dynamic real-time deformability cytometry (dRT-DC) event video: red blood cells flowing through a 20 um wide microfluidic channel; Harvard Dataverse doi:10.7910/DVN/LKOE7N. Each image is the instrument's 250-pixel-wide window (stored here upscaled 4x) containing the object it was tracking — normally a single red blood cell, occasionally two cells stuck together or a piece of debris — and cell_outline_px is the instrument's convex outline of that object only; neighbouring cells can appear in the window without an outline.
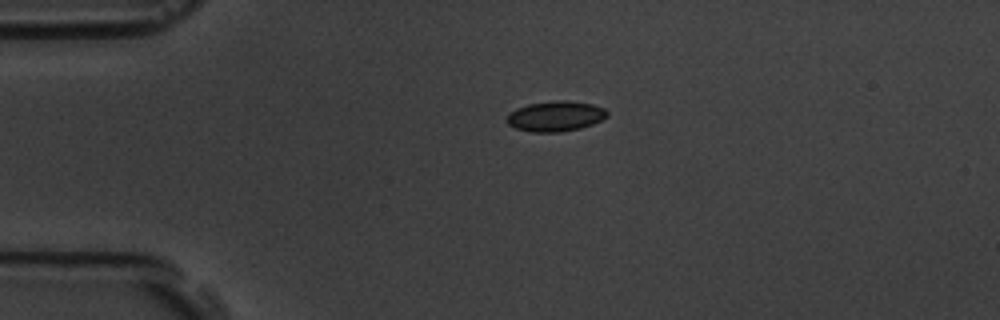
{"species": "common noctule bat (a hibernating species)", "species_latin": "Nyctalus noctula", "temperature_condition": "room temperature", "stored_images_in_passage": 4, "camera_frame_rate_fps": 3000, "um_per_image_px": 0.085, "animal": {"sex": "male", "body_mass_g": 19.5, "forearm_length_mm": 54.6}, "frame": {"image": 1, "passage_image": 4, "time_ms": 4.333, "image_size_px": [1000, 320], "cell_outline_px": [[608, 116], [592, 124], [580, 128], [560, 132], [532, 132], [516, 128], [508, 124], [504, 120], [508, 112], [516, 108], [528, 104], [552, 100], [564, 100], [592, 104], [604, 108], [608, 112]], "centroid_in_image_um": [47.17, 9.87], "position_along_channel_um": 37.8, "area_um2": 17.86}}